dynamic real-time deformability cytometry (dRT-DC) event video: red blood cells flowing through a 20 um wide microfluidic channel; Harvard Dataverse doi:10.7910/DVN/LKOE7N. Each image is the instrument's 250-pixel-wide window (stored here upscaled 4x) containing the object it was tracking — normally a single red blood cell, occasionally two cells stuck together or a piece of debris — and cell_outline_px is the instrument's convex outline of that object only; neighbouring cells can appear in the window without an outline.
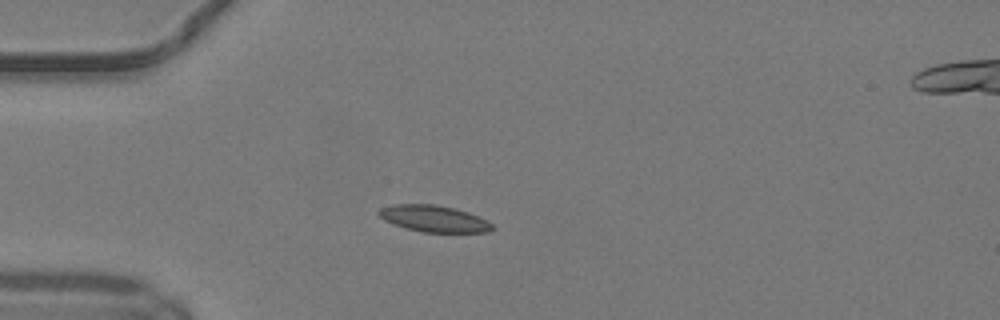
{"species": "common noctule bat (a hibernating species)", "species_latin": "Nyctalus noctula", "temperature_condition": "warm", "stored_images_in_passage": 20, "camera_frame_rate_fps": 3000, "um_per_image_px": 0.085, "animal": {"sex": "male", "body_mass_g": 19.2, "forearm_length_mm": 51.8}, "frame": {"image": 1, "passage_image": 1, "time_ms": 0.0, "image_size_px": [1000, 320], "cell_outline_px": [[496, 228], [488, 232], [420, 232], [404, 228], [392, 224], [384, 220], [376, 212], [380, 208], [392, 204], [436, 204], [456, 208], [468, 212], [492, 224]], "centroid_in_image_um": [36.83, 18.58], "position_along_channel_um": 48.2, "area_um2": 17.69}}
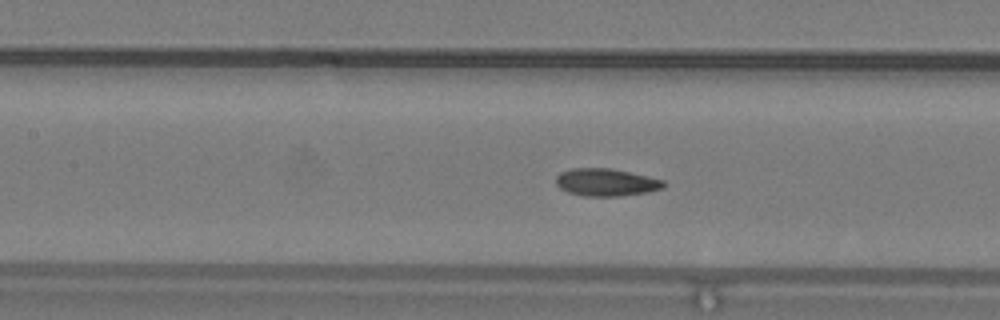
{"frame": {"image": 2, "passage_image": 10, "time_ms": 3.0, "image_size_px": [1000, 320], "cell_outline_px": [[664, 188], [648, 192], [620, 196], [584, 196], [568, 192], [560, 188], [556, 184], [556, 176], [560, 172], [572, 168], [612, 168], [648, 176], [664, 180]], "centroid_in_image_um": [51.52, 15.49], "position_along_channel_um": 155.9, "area_um2": 17.34}}
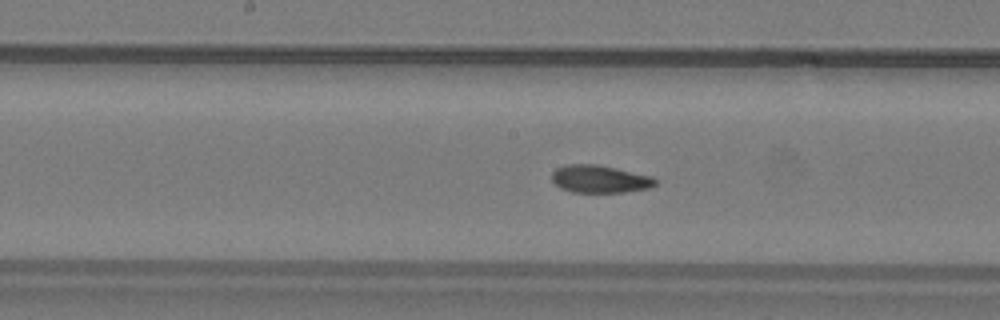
{"frame": {"image": 3, "passage_image": 13, "time_ms": 4.0, "image_size_px": [1000, 320], "cell_outline_px": [[656, 184], [652, 188], [624, 192], [572, 192], [560, 188], [552, 180], [552, 172], [556, 168], [564, 164], [596, 164], [616, 168], [652, 176], [656, 180]], "centroid_in_image_um": [50.98, 15.21], "position_along_channel_um": 197.2, "area_um2": 16.76}}